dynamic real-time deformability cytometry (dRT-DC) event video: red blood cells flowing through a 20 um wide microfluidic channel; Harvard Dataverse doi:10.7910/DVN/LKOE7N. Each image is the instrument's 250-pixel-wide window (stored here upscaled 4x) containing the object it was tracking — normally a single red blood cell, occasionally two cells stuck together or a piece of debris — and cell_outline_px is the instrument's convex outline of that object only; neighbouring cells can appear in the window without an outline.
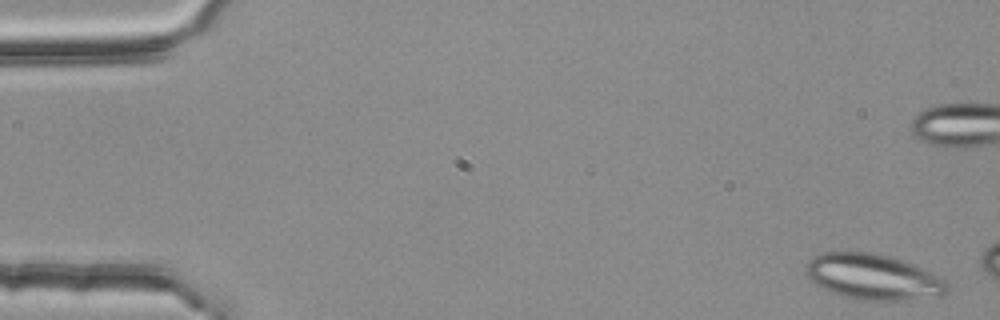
{"species": "common noctule bat (a hibernating species)", "species_latin": "Nyctalus noctula", "temperature_condition": "room temperature", "stored_images_in_passage": 3, "camera_frame_rate_fps": 3000, "um_per_image_px": 0.085, "animal": {"sex": "female", "body_mass_g": 25.1}, "frame": {"image": 1, "passage_image": 1, "time_ms": 0.0, "image_size_px": [1000, 320], "cell_outline_px": [[948, 292], [940, 296], [900, 300], [856, 300], [840, 296], [816, 284], [808, 276], [808, 260], [824, 252], [876, 252], [924, 268], [940, 276], [948, 284]], "centroid_in_image_um": [74.26, 23.54], "position_along_channel_um": 10.7, "area_um2": 37.34}}